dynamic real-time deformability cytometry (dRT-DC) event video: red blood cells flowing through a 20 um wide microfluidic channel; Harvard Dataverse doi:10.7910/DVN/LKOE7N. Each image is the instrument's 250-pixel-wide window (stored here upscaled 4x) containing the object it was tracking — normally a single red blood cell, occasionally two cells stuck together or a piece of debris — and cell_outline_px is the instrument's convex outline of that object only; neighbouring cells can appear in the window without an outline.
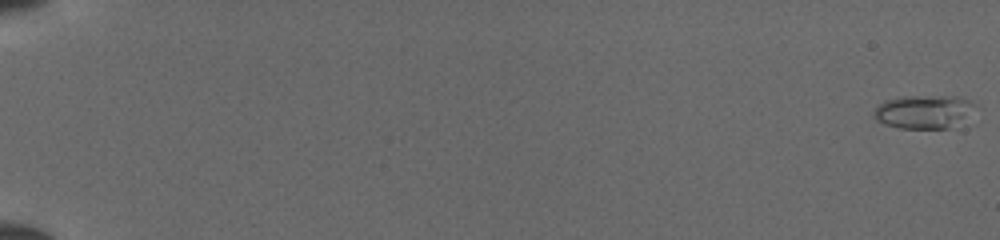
{"species": "common noctule bat (a hibernating species)", "species_latin": "Nyctalus noctula", "temperature_condition": "cold", "stored_images_in_passage": 52, "camera_frame_rate_fps": 3000, "um_per_image_px": 0.085, "animal": {"sex": "female", "body_mass_g": 19.5, "forearm_length_mm": 54.1}, "frame": {"image": 1, "passage_image": 1, "time_ms": 0.0, "image_size_px": [1000, 240], "cell_outline_px": [[976, 104], [948, 128], [900, 128], [884, 124], [876, 120], [872, 116], [872, 112], [884, 100], [904, 96], [956, 96], [968, 100]], "centroid_in_image_um": [78.37, 9.47], "position_along_channel_um": 6.6, "area_um2": 19.07}}
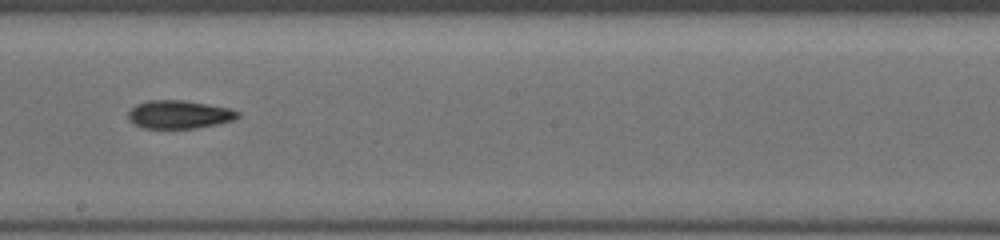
{"frame": {"image": 2, "passage_image": 32, "time_ms": 10.333, "image_size_px": [1000, 240], "cell_outline_px": [[240, 116], [232, 120], [216, 124], [196, 128], [144, 128], [128, 120], [128, 112], [136, 104], [148, 100], [184, 100], [232, 108], [240, 112]], "centroid_in_image_um": [15.24, 9.72], "position_along_channel_um": 233.0, "area_um2": 18.03}}
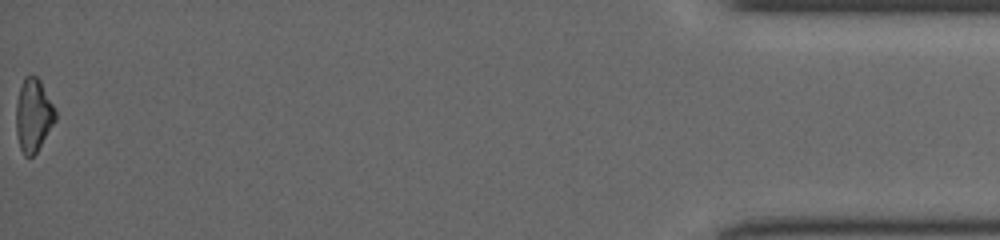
{"frame": {"image": 3, "passage_image": 52, "time_ms": 17.0, "image_size_px": [1000, 240], "cell_outline_px": [[56, 120], [36, 152], [32, 156], [24, 156], [20, 148], [16, 132], [16, 104], [20, 88], [24, 76], [32, 72], [40, 80], [56, 112]], "centroid_in_image_um": [2.82, 9.76], "position_along_channel_um": 432.4, "area_um2": 16.65}}